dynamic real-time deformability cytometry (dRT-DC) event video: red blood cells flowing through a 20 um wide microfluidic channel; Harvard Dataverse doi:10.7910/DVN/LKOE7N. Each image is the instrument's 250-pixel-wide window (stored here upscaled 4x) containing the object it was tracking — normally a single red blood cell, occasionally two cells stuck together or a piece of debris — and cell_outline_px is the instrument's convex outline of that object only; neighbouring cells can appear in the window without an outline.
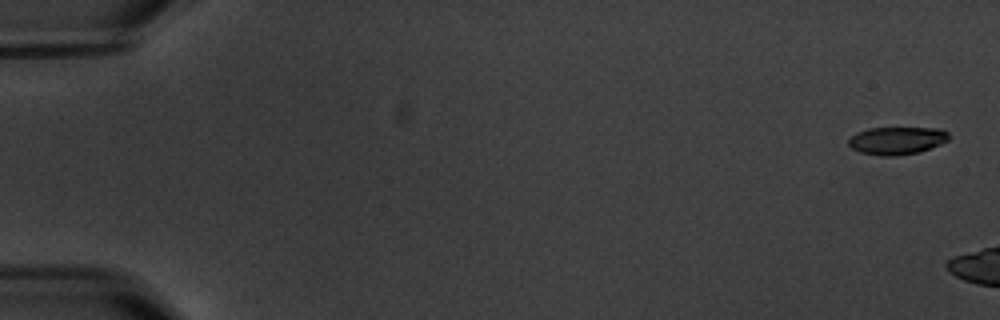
{"species": "common noctule bat (a hibernating species)", "species_latin": "Nyctalus noctula", "temperature_condition": "warm", "stored_images_in_passage": 3, "camera_frame_rate_fps": 3000, "um_per_image_px": 0.085, "animal": {"sex": "male", "body_mass_g": 20.1, "forearm_length_mm": 53.5}, "frame": {"image": 1, "passage_image": 1, "time_ms": 0.0, "image_size_px": [1000, 320], "cell_outline_px": [[948, 140], [940, 144], [920, 152], [896, 156], [880, 156], [860, 152], [852, 148], [848, 144], [848, 140], [856, 132], [868, 128], [940, 128], [948, 132]], "centroid_in_image_um": [76.22, 11.95], "position_along_channel_um": 8.8, "area_um2": 16.24}}